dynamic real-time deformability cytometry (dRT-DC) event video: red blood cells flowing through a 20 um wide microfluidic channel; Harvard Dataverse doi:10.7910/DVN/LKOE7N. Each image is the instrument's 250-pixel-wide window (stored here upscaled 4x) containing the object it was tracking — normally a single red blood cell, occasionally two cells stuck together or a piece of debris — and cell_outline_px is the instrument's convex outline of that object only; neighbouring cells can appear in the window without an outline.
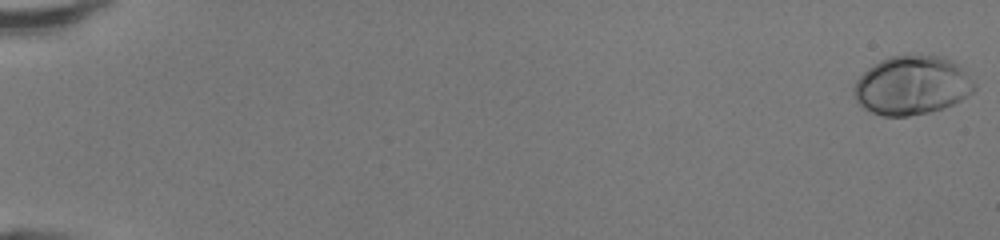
{"species": "human", "species_latin": "Homo sapiens", "temperature_condition": "room temperature", "stored_images_in_passage": 49, "camera_frame_rate_fps": 3000, "um_per_image_px": 0.085, "donor": {"sex": "female"}, "frame": {"image": 1, "passage_image": 1, "time_ms": 0.0, "image_size_px": [1000, 240], "cell_outline_px": [[976, 88], [968, 96], [944, 108], [928, 112], [908, 116], [884, 116], [872, 112], [864, 108], [856, 100], [852, 92], [852, 88], [856, 80], [868, 68], [880, 60], [888, 56], [944, 56], [952, 60], [976, 84]], "centroid_in_image_um": [77.49, 7.26], "position_along_channel_um": 7.5, "area_um2": 41.1}}
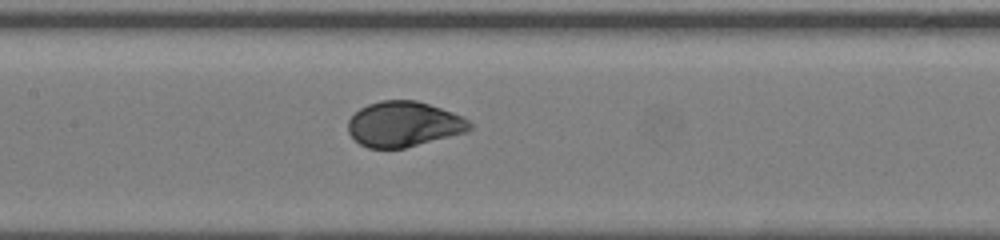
{"frame": {"image": 2, "passage_image": 26, "time_ms": 8.333, "image_size_px": [1000, 240], "cell_outline_px": [[472, 128], [468, 132], [404, 148], [368, 148], [360, 144], [348, 132], [348, 120], [360, 108], [368, 104], [380, 100], [416, 100], [464, 116], [472, 124]], "centroid_in_image_um": [34.34, 10.55], "position_along_channel_um": 173.1, "area_um2": 32.14}}
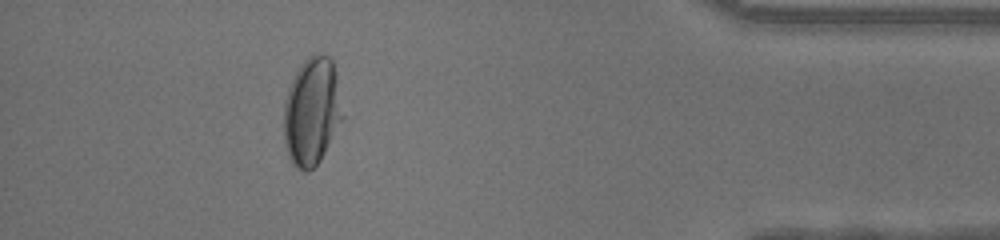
{"frame": {"image": 3, "passage_image": 45, "time_ms": 14.667, "image_size_px": [1000, 240], "cell_outline_px": [[344, 116], [320, 160], [308, 172], [304, 172], [296, 168], [292, 164], [288, 156], [284, 144], [284, 104], [288, 88], [300, 64], [308, 56], [316, 52], [320, 52], [328, 56], [332, 60], [336, 72]], "centroid_in_image_um": [26.5, 9.45], "position_along_channel_um": 408.7, "area_um2": 37.28}, "authors_computed_cell_mechanics": {"area_um2": 34.102, "velocity_mm_per_s": 4.3232, "shape_relaxation_time_tau1_ms": 2.7866, "shape_relaxation_time_tau2_ms": null, "deformation_change_tau1": 0.1683, "deformation_change_tau2": null}}